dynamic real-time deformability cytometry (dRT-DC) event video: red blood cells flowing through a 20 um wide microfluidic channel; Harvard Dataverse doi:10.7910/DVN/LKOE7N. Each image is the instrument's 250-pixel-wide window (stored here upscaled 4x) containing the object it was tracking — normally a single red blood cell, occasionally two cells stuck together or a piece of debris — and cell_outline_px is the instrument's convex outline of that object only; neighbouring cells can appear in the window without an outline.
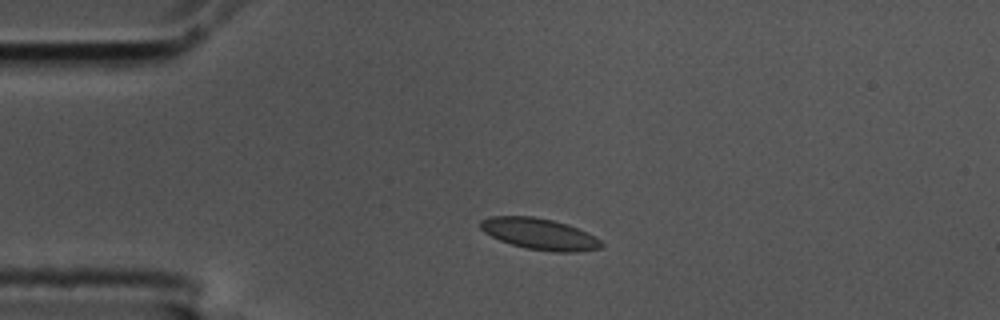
{"species": "common noctule bat (a hibernating species)", "species_latin": "Nyctalus noctula", "temperature_condition": "cold", "stored_images_in_passage": 44, "camera_frame_rate_fps": 3000, "um_per_image_px": 0.085, "animal": {"sex": "male", "body_mass_g": 17.5, "forearm_length_mm": 52.3}, "frame": {"image": 1, "passage_image": 1, "time_ms": 0.0, "image_size_px": [1000, 320], "cell_outline_px": [[604, 244], [600, 248], [576, 252], [552, 252], [524, 248], [500, 240], [484, 232], [480, 228], [480, 220], [492, 216], [532, 216], [552, 220], [568, 224], [600, 240]], "centroid_in_image_um": [45.83, 19.89], "position_along_channel_um": 39.2, "area_um2": 21.85}}
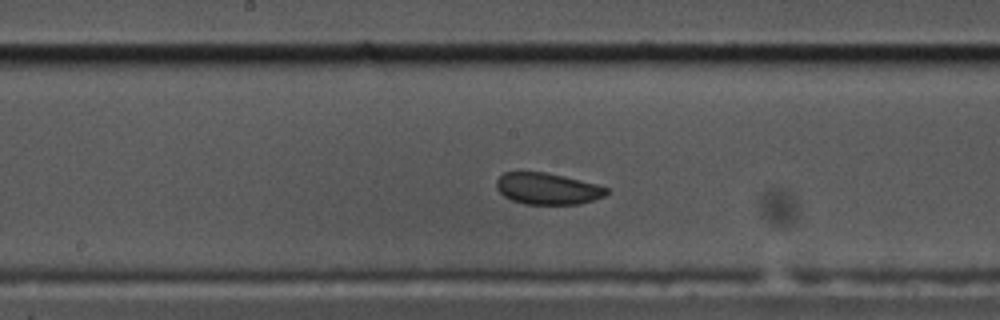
{"frame": {"image": 2, "passage_image": 17, "time_ms": 5.333, "image_size_px": [1000, 320], "cell_outline_px": [[608, 192], [604, 196], [580, 204], [524, 204], [512, 200], [504, 196], [496, 188], [496, 180], [504, 172], [544, 172], [564, 176], [596, 184], [608, 188]], "centroid_in_image_um": [46.52, 16.04], "position_along_channel_um": 201.7, "area_um2": 20.11}}
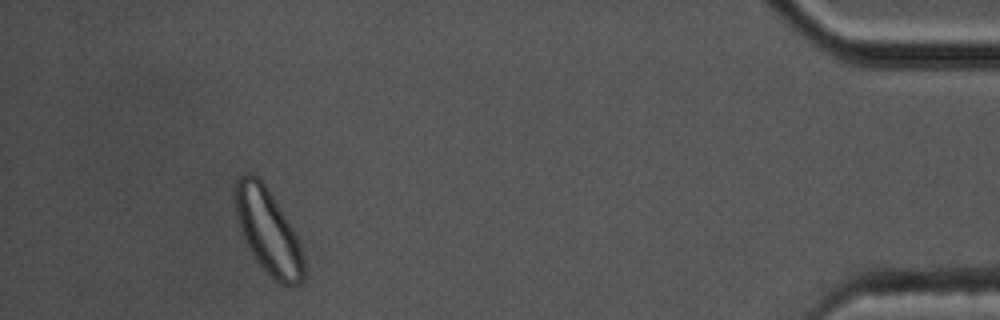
{"frame": {"image": 3, "passage_image": 40, "time_ms": 13.0, "image_size_px": [1000, 320], "cell_outline_px": [[304, 280], [300, 284], [280, 284], [256, 260], [248, 248], [240, 232], [236, 212], [236, 180], [240, 172], [252, 172], [264, 184], [272, 196], [292, 228], [296, 236], [304, 260]], "centroid_in_image_um": [22.76, 19.64], "position_along_channel_um": 412.4, "area_um2": 33.23}, "authors_computed_cell_mechanics": {"area_um2": 21.2126, "velocity_mm_per_s": 3.574, "shape_relaxation_time_tau1_ms": 3.0871, "shape_relaxation_time_tau2_ms": null, "deformation_change_tau1": 0.0651, "deformation_change_tau2": null}}